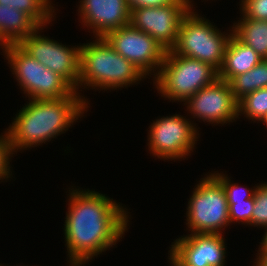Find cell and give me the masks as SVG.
Returning <instances> with one entry per match:
<instances>
[{"label": "cell", "mask_w": 267, "mask_h": 266, "mask_svg": "<svg viewBox=\"0 0 267 266\" xmlns=\"http://www.w3.org/2000/svg\"><path fill=\"white\" fill-rule=\"evenodd\" d=\"M265 234L260 242L259 250L258 251H267V227H265ZM261 247V248H260Z\"/></svg>", "instance_id": "83f0119b"}, {"label": "cell", "mask_w": 267, "mask_h": 266, "mask_svg": "<svg viewBox=\"0 0 267 266\" xmlns=\"http://www.w3.org/2000/svg\"><path fill=\"white\" fill-rule=\"evenodd\" d=\"M12 74L29 99H59L75 90L58 74L32 58L19 44L3 47Z\"/></svg>", "instance_id": "8992f818"}, {"label": "cell", "mask_w": 267, "mask_h": 266, "mask_svg": "<svg viewBox=\"0 0 267 266\" xmlns=\"http://www.w3.org/2000/svg\"><path fill=\"white\" fill-rule=\"evenodd\" d=\"M225 245L222 234H188L173 242L169 254L181 266H224Z\"/></svg>", "instance_id": "4fadbf2b"}, {"label": "cell", "mask_w": 267, "mask_h": 266, "mask_svg": "<svg viewBox=\"0 0 267 266\" xmlns=\"http://www.w3.org/2000/svg\"><path fill=\"white\" fill-rule=\"evenodd\" d=\"M191 8V0H177L157 7H136L131 9L130 24L170 51L177 41L181 20Z\"/></svg>", "instance_id": "30bf717a"}, {"label": "cell", "mask_w": 267, "mask_h": 266, "mask_svg": "<svg viewBox=\"0 0 267 266\" xmlns=\"http://www.w3.org/2000/svg\"><path fill=\"white\" fill-rule=\"evenodd\" d=\"M43 27L24 38L19 45L29 55L61 76L76 92L80 76V46H66L54 39L40 35Z\"/></svg>", "instance_id": "9c48e42d"}, {"label": "cell", "mask_w": 267, "mask_h": 266, "mask_svg": "<svg viewBox=\"0 0 267 266\" xmlns=\"http://www.w3.org/2000/svg\"><path fill=\"white\" fill-rule=\"evenodd\" d=\"M104 38L118 54L132 62L145 76L151 73L156 76L166 50L153 37L128 24L110 31Z\"/></svg>", "instance_id": "8fae6325"}, {"label": "cell", "mask_w": 267, "mask_h": 266, "mask_svg": "<svg viewBox=\"0 0 267 266\" xmlns=\"http://www.w3.org/2000/svg\"><path fill=\"white\" fill-rule=\"evenodd\" d=\"M238 114L252 121H262L267 117V88L246 94L238 101Z\"/></svg>", "instance_id": "ffe728a7"}, {"label": "cell", "mask_w": 267, "mask_h": 266, "mask_svg": "<svg viewBox=\"0 0 267 266\" xmlns=\"http://www.w3.org/2000/svg\"><path fill=\"white\" fill-rule=\"evenodd\" d=\"M80 94L74 91L59 99H29L6 129L13 154L65 133L89 107Z\"/></svg>", "instance_id": "7a4b0ae2"}, {"label": "cell", "mask_w": 267, "mask_h": 266, "mask_svg": "<svg viewBox=\"0 0 267 266\" xmlns=\"http://www.w3.org/2000/svg\"><path fill=\"white\" fill-rule=\"evenodd\" d=\"M192 10L191 8L182 18L177 41L170 51L202 61L219 71L232 29L229 30V34L221 33L211 21Z\"/></svg>", "instance_id": "5b68a950"}, {"label": "cell", "mask_w": 267, "mask_h": 266, "mask_svg": "<svg viewBox=\"0 0 267 266\" xmlns=\"http://www.w3.org/2000/svg\"><path fill=\"white\" fill-rule=\"evenodd\" d=\"M241 18L267 21V0H241Z\"/></svg>", "instance_id": "cb8c5ba5"}, {"label": "cell", "mask_w": 267, "mask_h": 266, "mask_svg": "<svg viewBox=\"0 0 267 266\" xmlns=\"http://www.w3.org/2000/svg\"><path fill=\"white\" fill-rule=\"evenodd\" d=\"M256 260L253 266H267V251H257Z\"/></svg>", "instance_id": "4316f807"}, {"label": "cell", "mask_w": 267, "mask_h": 266, "mask_svg": "<svg viewBox=\"0 0 267 266\" xmlns=\"http://www.w3.org/2000/svg\"><path fill=\"white\" fill-rule=\"evenodd\" d=\"M232 33L262 59H267V21L241 18L233 23Z\"/></svg>", "instance_id": "e0dca14e"}, {"label": "cell", "mask_w": 267, "mask_h": 266, "mask_svg": "<svg viewBox=\"0 0 267 266\" xmlns=\"http://www.w3.org/2000/svg\"><path fill=\"white\" fill-rule=\"evenodd\" d=\"M261 123H264V125H266L267 126V117L264 119V120H262V122Z\"/></svg>", "instance_id": "f546056e"}, {"label": "cell", "mask_w": 267, "mask_h": 266, "mask_svg": "<svg viewBox=\"0 0 267 266\" xmlns=\"http://www.w3.org/2000/svg\"><path fill=\"white\" fill-rule=\"evenodd\" d=\"M229 83L238 101L246 94L267 88V59H262L249 71L235 76Z\"/></svg>", "instance_id": "ac0fdd59"}, {"label": "cell", "mask_w": 267, "mask_h": 266, "mask_svg": "<svg viewBox=\"0 0 267 266\" xmlns=\"http://www.w3.org/2000/svg\"><path fill=\"white\" fill-rule=\"evenodd\" d=\"M251 226L267 227V182L256 185Z\"/></svg>", "instance_id": "44dd1931"}, {"label": "cell", "mask_w": 267, "mask_h": 266, "mask_svg": "<svg viewBox=\"0 0 267 266\" xmlns=\"http://www.w3.org/2000/svg\"><path fill=\"white\" fill-rule=\"evenodd\" d=\"M229 220L231 223H242L251 226V215L254 207V195L251 198L240 201H227Z\"/></svg>", "instance_id": "7402d4cb"}, {"label": "cell", "mask_w": 267, "mask_h": 266, "mask_svg": "<svg viewBox=\"0 0 267 266\" xmlns=\"http://www.w3.org/2000/svg\"><path fill=\"white\" fill-rule=\"evenodd\" d=\"M184 105H187V111L193 118H199L208 124H230L239 118L238 100L230 83L219 78L188 98Z\"/></svg>", "instance_id": "7c38bea8"}, {"label": "cell", "mask_w": 267, "mask_h": 266, "mask_svg": "<svg viewBox=\"0 0 267 266\" xmlns=\"http://www.w3.org/2000/svg\"><path fill=\"white\" fill-rule=\"evenodd\" d=\"M64 224L69 265L81 266L107 251L127 230V209L105 194L71 189Z\"/></svg>", "instance_id": "6da1fadb"}, {"label": "cell", "mask_w": 267, "mask_h": 266, "mask_svg": "<svg viewBox=\"0 0 267 266\" xmlns=\"http://www.w3.org/2000/svg\"><path fill=\"white\" fill-rule=\"evenodd\" d=\"M50 0H0V5L16 8L29 15L40 27H45L54 18L55 7Z\"/></svg>", "instance_id": "d6986e66"}, {"label": "cell", "mask_w": 267, "mask_h": 266, "mask_svg": "<svg viewBox=\"0 0 267 266\" xmlns=\"http://www.w3.org/2000/svg\"><path fill=\"white\" fill-rule=\"evenodd\" d=\"M142 78L146 76L118 54L104 37H96L95 42L81 45L78 90L81 86L117 90L138 84Z\"/></svg>", "instance_id": "3957f363"}, {"label": "cell", "mask_w": 267, "mask_h": 266, "mask_svg": "<svg viewBox=\"0 0 267 266\" xmlns=\"http://www.w3.org/2000/svg\"><path fill=\"white\" fill-rule=\"evenodd\" d=\"M211 174L222 184L227 201H240L251 198L254 195L256 186L253 189L242 188L238 183L231 182V179L227 177L228 175L225 176L218 171Z\"/></svg>", "instance_id": "603a6c76"}, {"label": "cell", "mask_w": 267, "mask_h": 266, "mask_svg": "<svg viewBox=\"0 0 267 266\" xmlns=\"http://www.w3.org/2000/svg\"><path fill=\"white\" fill-rule=\"evenodd\" d=\"M191 234H222L230 225L228 203L222 184L210 173L199 180L186 211Z\"/></svg>", "instance_id": "52a82bcc"}, {"label": "cell", "mask_w": 267, "mask_h": 266, "mask_svg": "<svg viewBox=\"0 0 267 266\" xmlns=\"http://www.w3.org/2000/svg\"><path fill=\"white\" fill-rule=\"evenodd\" d=\"M261 60L262 58L250 46L242 43L232 33L225 48L218 78L230 82L235 76L255 67Z\"/></svg>", "instance_id": "9a60e30c"}, {"label": "cell", "mask_w": 267, "mask_h": 266, "mask_svg": "<svg viewBox=\"0 0 267 266\" xmlns=\"http://www.w3.org/2000/svg\"><path fill=\"white\" fill-rule=\"evenodd\" d=\"M169 262L171 266H181L179 265L171 256H169Z\"/></svg>", "instance_id": "f1b7e54d"}, {"label": "cell", "mask_w": 267, "mask_h": 266, "mask_svg": "<svg viewBox=\"0 0 267 266\" xmlns=\"http://www.w3.org/2000/svg\"><path fill=\"white\" fill-rule=\"evenodd\" d=\"M179 114L156 119L148 131V149L154 157L179 160L188 156L198 139L197 126ZM196 126V127H195Z\"/></svg>", "instance_id": "ba28073f"}, {"label": "cell", "mask_w": 267, "mask_h": 266, "mask_svg": "<svg viewBox=\"0 0 267 266\" xmlns=\"http://www.w3.org/2000/svg\"><path fill=\"white\" fill-rule=\"evenodd\" d=\"M39 25L26 13L0 5V46L19 44Z\"/></svg>", "instance_id": "2e32d148"}, {"label": "cell", "mask_w": 267, "mask_h": 266, "mask_svg": "<svg viewBox=\"0 0 267 266\" xmlns=\"http://www.w3.org/2000/svg\"><path fill=\"white\" fill-rule=\"evenodd\" d=\"M4 133V135L0 136V180H7L10 176H12L9 161L13 152L11 149L8 131H5Z\"/></svg>", "instance_id": "d4e9b609"}, {"label": "cell", "mask_w": 267, "mask_h": 266, "mask_svg": "<svg viewBox=\"0 0 267 266\" xmlns=\"http://www.w3.org/2000/svg\"><path fill=\"white\" fill-rule=\"evenodd\" d=\"M175 1L177 0H127V3L130 9H133L136 7H157L173 3Z\"/></svg>", "instance_id": "484cf974"}, {"label": "cell", "mask_w": 267, "mask_h": 266, "mask_svg": "<svg viewBox=\"0 0 267 266\" xmlns=\"http://www.w3.org/2000/svg\"><path fill=\"white\" fill-rule=\"evenodd\" d=\"M78 6L81 24L93 30L95 38L130 24L127 0H80Z\"/></svg>", "instance_id": "5bb4252c"}, {"label": "cell", "mask_w": 267, "mask_h": 266, "mask_svg": "<svg viewBox=\"0 0 267 266\" xmlns=\"http://www.w3.org/2000/svg\"><path fill=\"white\" fill-rule=\"evenodd\" d=\"M153 79L162 97L172 102H185L203 87L214 83L218 79V71L197 59L166 51Z\"/></svg>", "instance_id": "277c9868"}]
</instances>
